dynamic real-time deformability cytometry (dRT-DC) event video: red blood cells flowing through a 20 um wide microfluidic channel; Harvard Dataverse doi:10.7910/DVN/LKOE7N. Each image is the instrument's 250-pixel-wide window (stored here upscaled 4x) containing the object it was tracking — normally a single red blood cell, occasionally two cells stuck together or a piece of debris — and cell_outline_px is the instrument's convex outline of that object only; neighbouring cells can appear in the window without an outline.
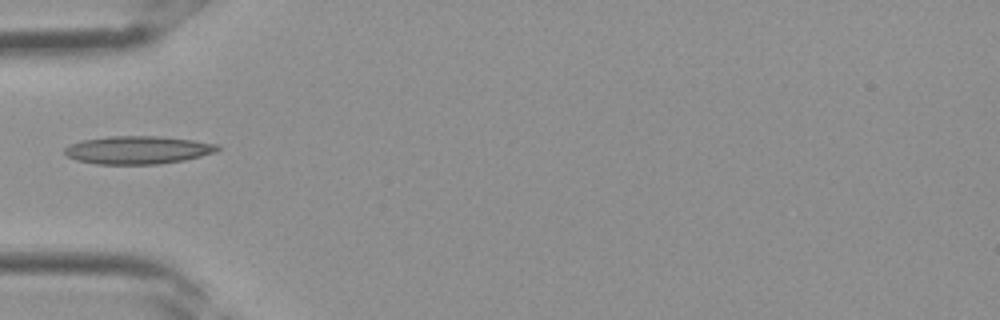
{"species": "Egyptian fruit bat (a non-hibernating species)", "species_latin": "Rousettus aegyptiacus", "temperature_condition": "room temperature", "stored_images_in_passage": 4, "camera_frame_rate_fps": 3000, "um_per_image_px": 0.085, "frame": {"image": 1, "passage_image": 4, "time_ms": 1.0, "image_size_px": [1000, 320], "cell_outline_px": [[220, 148], [216, 152], [184, 160], [156, 164], [96, 164], [76, 160], [68, 156], [64, 152], [64, 148], [68, 144], [80, 140], [108, 136], [156, 136], [192, 140], [216, 144]], "centroid_in_image_um": [11.66, 12.74], "position_along_channel_um": 73.3, "area_um2": 24.91}}